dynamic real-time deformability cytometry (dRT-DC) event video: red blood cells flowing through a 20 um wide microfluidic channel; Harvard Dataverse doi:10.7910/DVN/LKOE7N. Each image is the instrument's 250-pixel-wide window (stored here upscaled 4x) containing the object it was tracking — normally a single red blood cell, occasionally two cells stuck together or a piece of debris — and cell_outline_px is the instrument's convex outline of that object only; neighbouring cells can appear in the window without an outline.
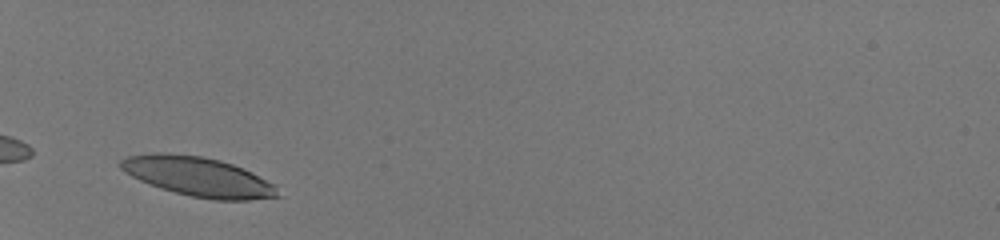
{"species": "human", "species_latin": "Homo sapiens", "temperature_condition": "room temperature", "stored_images_in_passage": 17, "camera_frame_rate_fps": 3000, "um_per_image_px": 0.085, "donor": {"sex": "male"}, "frame": {"image": 1, "passage_image": 1, "time_ms": 0.0, "image_size_px": [1000, 240], "cell_outline_px": [[280, 196], [248, 200], [216, 200], [192, 196], [160, 188], [140, 180], [124, 172], [116, 164], [120, 160], [128, 156], [152, 152], [164, 152], [200, 156], [220, 160], [232, 164], [252, 172], [272, 184], [276, 188]], "centroid_in_image_um": [16.78, 15.0], "position_along_channel_um": 68.2, "area_um2": 35.84}}
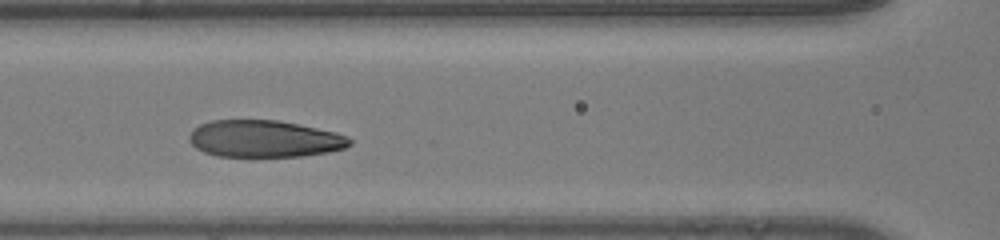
{"frame": {"image": 2, "passage_image": 8, "time_ms": 2.333, "image_size_px": [1000, 240], "cell_outline_px": [[352, 144], [344, 148], [328, 152], [300, 156], [216, 156], [204, 152], [196, 148], [188, 140], [188, 136], [200, 124], [212, 120], [276, 120], [336, 132], [348, 136], [352, 140]], "centroid_in_image_um": [22.47, 11.8], "position_along_channel_um": 144.1, "area_um2": 34.39}}
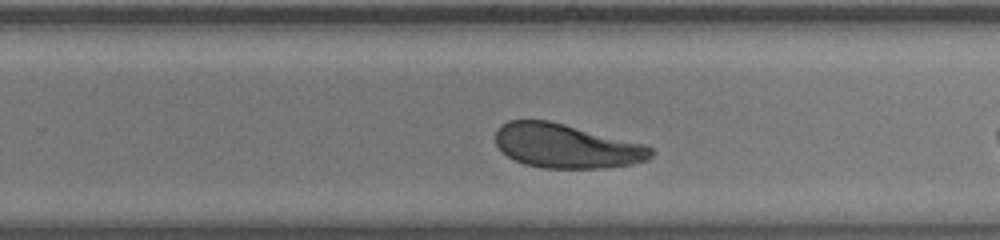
{"frame": {"image": 3, "passage_image": 15, "time_ms": 4.667, "image_size_px": [1000, 240], "cell_outline_px": [[656, 152], [648, 160], [632, 164], [604, 168], [544, 168], [524, 164], [508, 156], [496, 144], [496, 132], [500, 124], [508, 120], [548, 120], [644, 144], [652, 148]], "centroid_in_image_um": [48.15, 12.41], "position_along_channel_um": 281.6, "area_um2": 39.88}}